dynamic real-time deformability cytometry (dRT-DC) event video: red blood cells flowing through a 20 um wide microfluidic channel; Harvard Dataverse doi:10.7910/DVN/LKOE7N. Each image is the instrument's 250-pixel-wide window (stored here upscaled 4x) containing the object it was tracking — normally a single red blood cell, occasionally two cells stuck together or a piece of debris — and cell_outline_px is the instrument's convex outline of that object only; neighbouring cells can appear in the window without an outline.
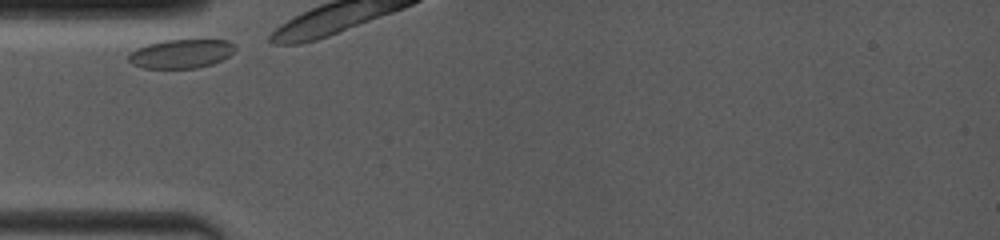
{"species": "common noctule bat (a hibernating species)", "species_latin": "Nyctalus noctula", "temperature_condition": "room temperature", "stored_images_in_passage": 19, "camera_frame_rate_fps": 4000, "um_per_image_px": 0.085, "animal": {"sex": "female", "body_mass_g": 19.0, "forearm_length_mm": 53.3}, "frame": {"image": 1, "passage_image": 1, "time_ms": 0.0, "image_size_px": [1000, 240], "cell_outline_px": [[236, 48], [228, 56], [212, 64], [196, 68], [144, 68], [132, 64], [128, 60], [128, 56], [136, 48], [148, 44], [164, 40], [224, 40], [232, 44]], "centroid_in_image_um": [15.36, 4.57], "position_along_channel_um": 69.6, "area_um2": 17.69}}